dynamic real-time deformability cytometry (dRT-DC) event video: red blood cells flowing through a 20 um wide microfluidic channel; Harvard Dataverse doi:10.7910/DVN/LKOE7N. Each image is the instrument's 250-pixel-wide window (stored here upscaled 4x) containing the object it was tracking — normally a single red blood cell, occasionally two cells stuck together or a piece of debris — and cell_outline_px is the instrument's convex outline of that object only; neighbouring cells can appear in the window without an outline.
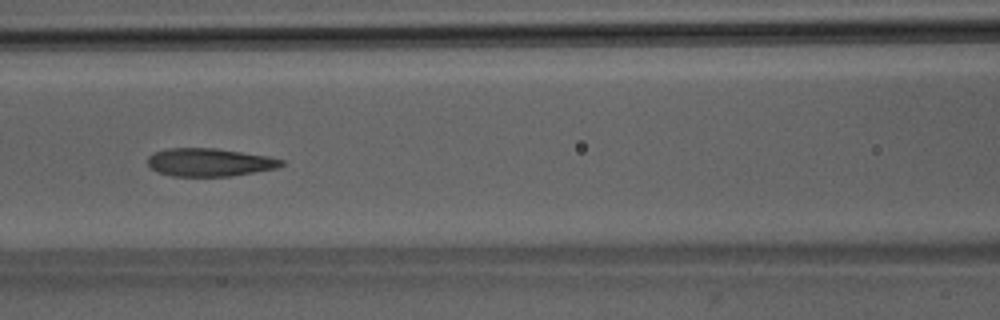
{"species": "Egyptian fruit bat (a non-hibernating species)", "species_latin": "Rousettus aegyptiacus", "temperature_condition": "room temperature", "stored_images_in_passage": 51, "camera_frame_rate_fps": 3000, "um_per_image_px": 0.085, "animal": {"sex": "male"}, "frame": {"image": 1, "passage_image": 23, "time_ms": 7.333, "image_size_px": [1000, 320], "cell_outline_px": [[284, 164], [276, 168], [228, 176], [172, 176], [160, 172], [152, 168], [148, 164], [148, 156], [152, 152], [168, 148], [216, 148], [268, 156], [284, 160]], "centroid_in_image_um": [17.79, 13.78], "position_along_channel_um": 148.8, "area_um2": 21.68}}
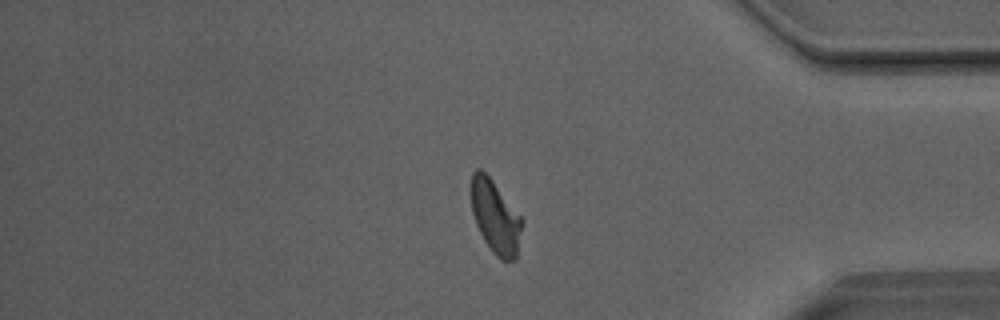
{"frame": {"image": 2, "passage_image": 43, "time_ms": 14.0, "image_size_px": [1000, 320], "cell_outline_px": [[524, 220], [516, 260], [500, 260], [492, 252], [484, 240], [476, 224], [472, 212], [468, 192], [472, 172], [476, 168], [480, 168], [492, 180]], "centroid_in_image_um": [42.07, 18.41], "position_along_channel_um": 393.1, "area_um2": 22.14}}
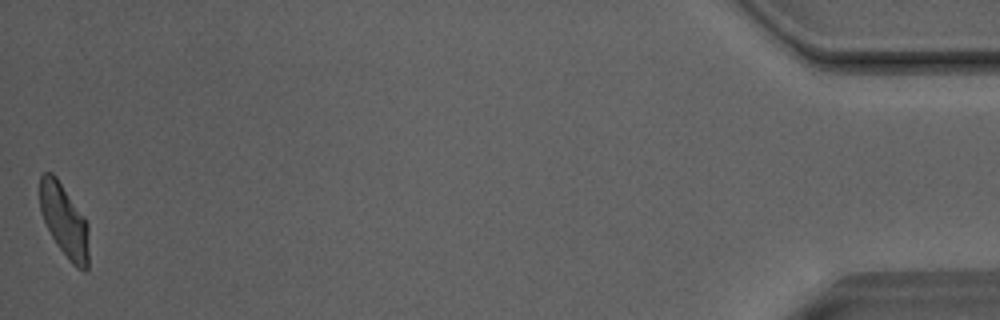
{"frame": {"image": 3, "passage_image": 51, "time_ms": 16.667, "image_size_px": [1000, 320], "cell_outline_px": [[88, 268], [84, 272], [76, 268], [68, 260], [56, 244], [40, 212], [40, 176], [44, 172], [52, 172], [56, 176], [84, 216], [88, 224]], "centroid_in_image_um": [5.47, 18.78], "position_along_channel_um": 429.7, "area_um2": 20.87}, "authors_computed_cell_mechanics": {"area_um2": 22.6576, "velocity_mm_per_s": 4.0392, "shape_relaxation_time_tau1_ms": null, "shape_relaxation_time_tau2_ms": 1.6285, "deformation_change_tau1": null, "deformation_change_tau2": 0.0855}}